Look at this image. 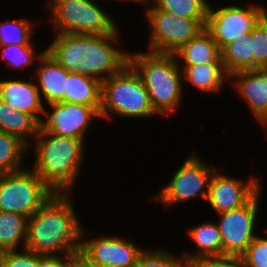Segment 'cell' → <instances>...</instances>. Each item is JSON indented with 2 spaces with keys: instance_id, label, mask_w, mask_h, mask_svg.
<instances>
[{
  "instance_id": "obj_32",
  "label": "cell",
  "mask_w": 267,
  "mask_h": 267,
  "mask_svg": "<svg viewBox=\"0 0 267 267\" xmlns=\"http://www.w3.org/2000/svg\"><path fill=\"white\" fill-rule=\"evenodd\" d=\"M0 267H39V255L26 249L0 253Z\"/></svg>"
},
{
  "instance_id": "obj_15",
  "label": "cell",
  "mask_w": 267,
  "mask_h": 267,
  "mask_svg": "<svg viewBox=\"0 0 267 267\" xmlns=\"http://www.w3.org/2000/svg\"><path fill=\"white\" fill-rule=\"evenodd\" d=\"M230 79L237 95L244 100L254 119L261 124L267 118V69L237 72Z\"/></svg>"
},
{
  "instance_id": "obj_6",
  "label": "cell",
  "mask_w": 267,
  "mask_h": 267,
  "mask_svg": "<svg viewBox=\"0 0 267 267\" xmlns=\"http://www.w3.org/2000/svg\"><path fill=\"white\" fill-rule=\"evenodd\" d=\"M94 0H49L46 6L54 34L110 35L119 29ZM98 4V5H97Z\"/></svg>"
},
{
  "instance_id": "obj_16",
  "label": "cell",
  "mask_w": 267,
  "mask_h": 267,
  "mask_svg": "<svg viewBox=\"0 0 267 267\" xmlns=\"http://www.w3.org/2000/svg\"><path fill=\"white\" fill-rule=\"evenodd\" d=\"M30 78L29 81L19 78L0 80V99L17 111L32 115L40 123L45 106L32 74Z\"/></svg>"
},
{
  "instance_id": "obj_2",
  "label": "cell",
  "mask_w": 267,
  "mask_h": 267,
  "mask_svg": "<svg viewBox=\"0 0 267 267\" xmlns=\"http://www.w3.org/2000/svg\"><path fill=\"white\" fill-rule=\"evenodd\" d=\"M70 193H54L27 224L24 249L41 256L79 255L83 225Z\"/></svg>"
},
{
  "instance_id": "obj_29",
  "label": "cell",
  "mask_w": 267,
  "mask_h": 267,
  "mask_svg": "<svg viewBox=\"0 0 267 267\" xmlns=\"http://www.w3.org/2000/svg\"><path fill=\"white\" fill-rule=\"evenodd\" d=\"M170 253L167 248H143L136 267H186V261L182 255L177 258Z\"/></svg>"
},
{
  "instance_id": "obj_19",
  "label": "cell",
  "mask_w": 267,
  "mask_h": 267,
  "mask_svg": "<svg viewBox=\"0 0 267 267\" xmlns=\"http://www.w3.org/2000/svg\"><path fill=\"white\" fill-rule=\"evenodd\" d=\"M173 54L178 59L179 66H194L213 63L221 56V49L210 33L204 29Z\"/></svg>"
},
{
  "instance_id": "obj_30",
  "label": "cell",
  "mask_w": 267,
  "mask_h": 267,
  "mask_svg": "<svg viewBox=\"0 0 267 267\" xmlns=\"http://www.w3.org/2000/svg\"><path fill=\"white\" fill-rule=\"evenodd\" d=\"M254 70L267 69V14L251 31Z\"/></svg>"
},
{
  "instance_id": "obj_10",
  "label": "cell",
  "mask_w": 267,
  "mask_h": 267,
  "mask_svg": "<svg viewBox=\"0 0 267 267\" xmlns=\"http://www.w3.org/2000/svg\"><path fill=\"white\" fill-rule=\"evenodd\" d=\"M243 0L238 5L212 7L209 3L205 29L217 42L220 49L238 38L248 35L267 14L263 5L249 4L243 6Z\"/></svg>"
},
{
  "instance_id": "obj_13",
  "label": "cell",
  "mask_w": 267,
  "mask_h": 267,
  "mask_svg": "<svg viewBox=\"0 0 267 267\" xmlns=\"http://www.w3.org/2000/svg\"><path fill=\"white\" fill-rule=\"evenodd\" d=\"M51 111L44 109L40 130L54 135L85 140L87 131L99 112L92 106L69 102L47 104ZM88 128V129H87Z\"/></svg>"
},
{
  "instance_id": "obj_12",
  "label": "cell",
  "mask_w": 267,
  "mask_h": 267,
  "mask_svg": "<svg viewBox=\"0 0 267 267\" xmlns=\"http://www.w3.org/2000/svg\"><path fill=\"white\" fill-rule=\"evenodd\" d=\"M87 233L88 231L83 227L79 257L88 265L92 267H136L139 254L144 247L140 248L132 240H125L113 234L86 240Z\"/></svg>"
},
{
  "instance_id": "obj_25",
  "label": "cell",
  "mask_w": 267,
  "mask_h": 267,
  "mask_svg": "<svg viewBox=\"0 0 267 267\" xmlns=\"http://www.w3.org/2000/svg\"><path fill=\"white\" fill-rule=\"evenodd\" d=\"M28 145L15 135L0 131V175L20 171L26 166L23 160Z\"/></svg>"
},
{
  "instance_id": "obj_28",
  "label": "cell",
  "mask_w": 267,
  "mask_h": 267,
  "mask_svg": "<svg viewBox=\"0 0 267 267\" xmlns=\"http://www.w3.org/2000/svg\"><path fill=\"white\" fill-rule=\"evenodd\" d=\"M30 43L29 45H7L0 46L1 58L7 63V66L13 68V70L27 69L28 66L31 67L35 61L44 55L46 49L37 54L35 49V44ZM34 45V46H33Z\"/></svg>"
},
{
  "instance_id": "obj_21",
  "label": "cell",
  "mask_w": 267,
  "mask_h": 267,
  "mask_svg": "<svg viewBox=\"0 0 267 267\" xmlns=\"http://www.w3.org/2000/svg\"><path fill=\"white\" fill-rule=\"evenodd\" d=\"M101 92L102 83L99 80L69 72L66 80L64 102L92 106L100 112Z\"/></svg>"
},
{
  "instance_id": "obj_37",
  "label": "cell",
  "mask_w": 267,
  "mask_h": 267,
  "mask_svg": "<svg viewBox=\"0 0 267 267\" xmlns=\"http://www.w3.org/2000/svg\"><path fill=\"white\" fill-rule=\"evenodd\" d=\"M260 125H262V126H264V129H265V131H266V140H267V118L260 124Z\"/></svg>"
},
{
  "instance_id": "obj_20",
  "label": "cell",
  "mask_w": 267,
  "mask_h": 267,
  "mask_svg": "<svg viewBox=\"0 0 267 267\" xmlns=\"http://www.w3.org/2000/svg\"><path fill=\"white\" fill-rule=\"evenodd\" d=\"M188 237L195 243L196 251H184L182 256L185 261L199 257L223 256L222 239L215 221L199 223L189 228Z\"/></svg>"
},
{
  "instance_id": "obj_31",
  "label": "cell",
  "mask_w": 267,
  "mask_h": 267,
  "mask_svg": "<svg viewBox=\"0 0 267 267\" xmlns=\"http://www.w3.org/2000/svg\"><path fill=\"white\" fill-rule=\"evenodd\" d=\"M240 258L242 267H267V237L257 234Z\"/></svg>"
},
{
  "instance_id": "obj_36",
  "label": "cell",
  "mask_w": 267,
  "mask_h": 267,
  "mask_svg": "<svg viewBox=\"0 0 267 267\" xmlns=\"http://www.w3.org/2000/svg\"><path fill=\"white\" fill-rule=\"evenodd\" d=\"M120 2H133V3H138L139 5H141L142 7L144 6L145 8V5L147 4V0H119Z\"/></svg>"
},
{
  "instance_id": "obj_1",
  "label": "cell",
  "mask_w": 267,
  "mask_h": 267,
  "mask_svg": "<svg viewBox=\"0 0 267 267\" xmlns=\"http://www.w3.org/2000/svg\"><path fill=\"white\" fill-rule=\"evenodd\" d=\"M119 35L120 31L102 36L55 34L46 52L68 72L102 83L128 63L129 52L116 46L120 43Z\"/></svg>"
},
{
  "instance_id": "obj_9",
  "label": "cell",
  "mask_w": 267,
  "mask_h": 267,
  "mask_svg": "<svg viewBox=\"0 0 267 267\" xmlns=\"http://www.w3.org/2000/svg\"><path fill=\"white\" fill-rule=\"evenodd\" d=\"M145 7L144 14L151 28L145 51L173 54L205 29L206 19L178 17L158 10L149 0Z\"/></svg>"
},
{
  "instance_id": "obj_22",
  "label": "cell",
  "mask_w": 267,
  "mask_h": 267,
  "mask_svg": "<svg viewBox=\"0 0 267 267\" xmlns=\"http://www.w3.org/2000/svg\"><path fill=\"white\" fill-rule=\"evenodd\" d=\"M39 130L40 123L32 115L17 111L0 99V131L15 135L29 145Z\"/></svg>"
},
{
  "instance_id": "obj_35",
  "label": "cell",
  "mask_w": 267,
  "mask_h": 267,
  "mask_svg": "<svg viewBox=\"0 0 267 267\" xmlns=\"http://www.w3.org/2000/svg\"><path fill=\"white\" fill-rule=\"evenodd\" d=\"M70 267H92L90 265H88L82 258H80L79 256H77Z\"/></svg>"
},
{
  "instance_id": "obj_26",
  "label": "cell",
  "mask_w": 267,
  "mask_h": 267,
  "mask_svg": "<svg viewBox=\"0 0 267 267\" xmlns=\"http://www.w3.org/2000/svg\"><path fill=\"white\" fill-rule=\"evenodd\" d=\"M31 19L19 18L8 19L0 23V46L7 45H29L33 42L31 38L36 30L34 28L41 24L40 20L35 21V24ZM39 23V24H38ZM36 26V27H35ZM34 30V31H33Z\"/></svg>"
},
{
  "instance_id": "obj_24",
  "label": "cell",
  "mask_w": 267,
  "mask_h": 267,
  "mask_svg": "<svg viewBox=\"0 0 267 267\" xmlns=\"http://www.w3.org/2000/svg\"><path fill=\"white\" fill-rule=\"evenodd\" d=\"M28 218L14 212L0 211V253L24 249Z\"/></svg>"
},
{
  "instance_id": "obj_5",
  "label": "cell",
  "mask_w": 267,
  "mask_h": 267,
  "mask_svg": "<svg viewBox=\"0 0 267 267\" xmlns=\"http://www.w3.org/2000/svg\"><path fill=\"white\" fill-rule=\"evenodd\" d=\"M100 118H153L152 108L143 80L127 63L118 73L102 82Z\"/></svg>"
},
{
  "instance_id": "obj_27",
  "label": "cell",
  "mask_w": 267,
  "mask_h": 267,
  "mask_svg": "<svg viewBox=\"0 0 267 267\" xmlns=\"http://www.w3.org/2000/svg\"><path fill=\"white\" fill-rule=\"evenodd\" d=\"M158 10L178 17L206 19L209 0H149Z\"/></svg>"
},
{
  "instance_id": "obj_4",
  "label": "cell",
  "mask_w": 267,
  "mask_h": 267,
  "mask_svg": "<svg viewBox=\"0 0 267 267\" xmlns=\"http://www.w3.org/2000/svg\"><path fill=\"white\" fill-rule=\"evenodd\" d=\"M128 63L143 80L158 116L172 115L182 103L183 74L174 54L150 51L128 54Z\"/></svg>"
},
{
  "instance_id": "obj_23",
  "label": "cell",
  "mask_w": 267,
  "mask_h": 267,
  "mask_svg": "<svg viewBox=\"0 0 267 267\" xmlns=\"http://www.w3.org/2000/svg\"><path fill=\"white\" fill-rule=\"evenodd\" d=\"M251 34L240 35L221 49V57L229 76L241 71L254 70Z\"/></svg>"
},
{
  "instance_id": "obj_3",
  "label": "cell",
  "mask_w": 267,
  "mask_h": 267,
  "mask_svg": "<svg viewBox=\"0 0 267 267\" xmlns=\"http://www.w3.org/2000/svg\"><path fill=\"white\" fill-rule=\"evenodd\" d=\"M34 140L28 145L36 155L32 169L55 193H73L85 162V141L41 130Z\"/></svg>"
},
{
  "instance_id": "obj_8",
  "label": "cell",
  "mask_w": 267,
  "mask_h": 267,
  "mask_svg": "<svg viewBox=\"0 0 267 267\" xmlns=\"http://www.w3.org/2000/svg\"><path fill=\"white\" fill-rule=\"evenodd\" d=\"M195 151L187 156L184 163L176 170L172 179L150 201L161 202L168 209L178 203L201 198L206 201L209 182L216 166L207 164Z\"/></svg>"
},
{
  "instance_id": "obj_18",
  "label": "cell",
  "mask_w": 267,
  "mask_h": 267,
  "mask_svg": "<svg viewBox=\"0 0 267 267\" xmlns=\"http://www.w3.org/2000/svg\"><path fill=\"white\" fill-rule=\"evenodd\" d=\"M183 74V83L187 81L203 94L216 93L224 88L225 80H230L222 57L220 56L211 64H199L194 66H179Z\"/></svg>"
},
{
  "instance_id": "obj_33",
  "label": "cell",
  "mask_w": 267,
  "mask_h": 267,
  "mask_svg": "<svg viewBox=\"0 0 267 267\" xmlns=\"http://www.w3.org/2000/svg\"><path fill=\"white\" fill-rule=\"evenodd\" d=\"M186 267H242V261L234 255L199 257L187 260Z\"/></svg>"
},
{
  "instance_id": "obj_34",
  "label": "cell",
  "mask_w": 267,
  "mask_h": 267,
  "mask_svg": "<svg viewBox=\"0 0 267 267\" xmlns=\"http://www.w3.org/2000/svg\"><path fill=\"white\" fill-rule=\"evenodd\" d=\"M77 256L79 255H39V267H70Z\"/></svg>"
},
{
  "instance_id": "obj_14",
  "label": "cell",
  "mask_w": 267,
  "mask_h": 267,
  "mask_svg": "<svg viewBox=\"0 0 267 267\" xmlns=\"http://www.w3.org/2000/svg\"><path fill=\"white\" fill-rule=\"evenodd\" d=\"M220 171L224 170L217 166L211 176L206 199L217 214L243 206L263 188L258 176L250 175L248 179L243 180Z\"/></svg>"
},
{
  "instance_id": "obj_7",
  "label": "cell",
  "mask_w": 267,
  "mask_h": 267,
  "mask_svg": "<svg viewBox=\"0 0 267 267\" xmlns=\"http://www.w3.org/2000/svg\"><path fill=\"white\" fill-rule=\"evenodd\" d=\"M0 175V211L28 219L55 193L32 169Z\"/></svg>"
},
{
  "instance_id": "obj_17",
  "label": "cell",
  "mask_w": 267,
  "mask_h": 267,
  "mask_svg": "<svg viewBox=\"0 0 267 267\" xmlns=\"http://www.w3.org/2000/svg\"><path fill=\"white\" fill-rule=\"evenodd\" d=\"M36 86L45 104L64 102L69 72L47 52L37 61ZM38 81V82H37Z\"/></svg>"
},
{
  "instance_id": "obj_11",
  "label": "cell",
  "mask_w": 267,
  "mask_h": 267,
  "mask_svg": "<svg viewBox=\"0 0 267 267\" xmlns=\"http://www.w3.org/2000/svg\"><path fill=\"white\" fill-rule=\"evenodd\" d=\"M260 189L243 206L219 215L217 223L222 239L223 255L241 256L257 236L256 230L260 205Z\"/></svg>"
}]
</instances>
